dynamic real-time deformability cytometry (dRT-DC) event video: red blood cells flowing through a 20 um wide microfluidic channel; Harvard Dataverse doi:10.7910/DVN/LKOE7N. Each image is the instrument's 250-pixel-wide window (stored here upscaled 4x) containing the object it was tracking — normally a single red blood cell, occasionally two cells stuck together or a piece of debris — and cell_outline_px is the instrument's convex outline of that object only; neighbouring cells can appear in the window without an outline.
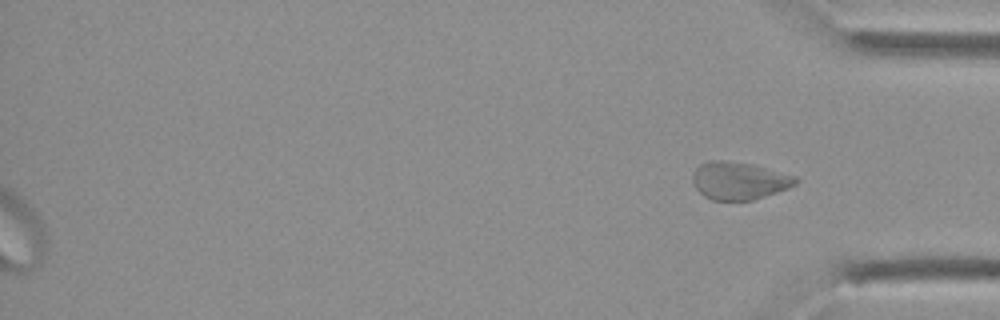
{"species": "Egyptian fruit bat (a non-hibernating species)", "species_latin": "Rousettus aegyptiacus", "temperature_condition": "cold", "stored_images_in_passage": 28, "camera_frame_rate_fps": 3000, "um_per_image_px": 0.085, "animal": {"sex": "female"}, "frame": {"image": 1, "passage_image": 28, "time_ms": 9.0, "image_size_px": [1000, 320], "cell_outline_px": [[800, 180], [796, 184], [788, 188], [752, 200], [712, 200], [704, 196], [692, 184], [692, 172], [700, 164], [708, 160], [724, 160], [752, 164], [796, 176]], "centroid_in_image_um": [62.79, 15.35], "position_along_channel_um": 372.4, "area_um2": 22.66}}